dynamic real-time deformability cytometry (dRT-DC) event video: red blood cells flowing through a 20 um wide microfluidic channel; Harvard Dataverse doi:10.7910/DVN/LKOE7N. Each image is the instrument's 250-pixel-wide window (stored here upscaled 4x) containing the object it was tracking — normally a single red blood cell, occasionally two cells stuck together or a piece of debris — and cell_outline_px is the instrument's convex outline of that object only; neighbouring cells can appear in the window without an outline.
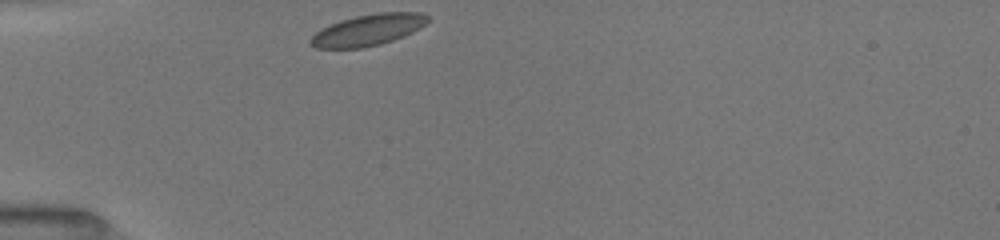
{"species": "common noctule bat (a hibernating species)", "species_latin": "Nyctalus noctula", "temperature_condition": "room temperature", "stored_images_in_passage": 30, "camera_frame_rate_fps": 3000, "um_per_image_px": 0.085, "animal": {"sex": "female", "body_mass_g": 19.5, "forearm_length_mm": 54.1}, "frame": {"image": 1, "passage_image": 1, "time_ms": 0.0, "image_size_px": [1000, 240], "cell_outline_px": [[428, 20], [420, 28], [412, 32], [392, 40], [380, 44], [364, 48], [316, 48], [308, 40], [320, 28], [340, 20], [356, 16], [380, 12], [420, 12], [428, 16]], "centroid_in_image_um": [31.26, 2.54], "position_along_channel_um": 53.7, "area_um2": 21.27}}
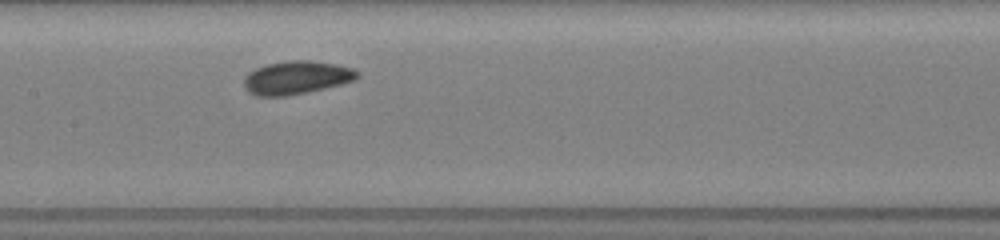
{"frame": {"image": 2, "passage_image": 12, "time_ms": 3.667, "image_size_px": [1000, 240], "cell_outline_px": [[360, 76], [356, 80], [324, 88], [288, 96], [256, 96], [248, 92], [244, 88], [244, 76], [248, 72], [256, 68], [268, 64], [288, 60], [308, 60], [336, 64], [352, 68], [360, 72]], "centroid_in_image_um": [25.19, 6.6], "position_along_channel_um": 182.2, "area_um2": 22.08}}
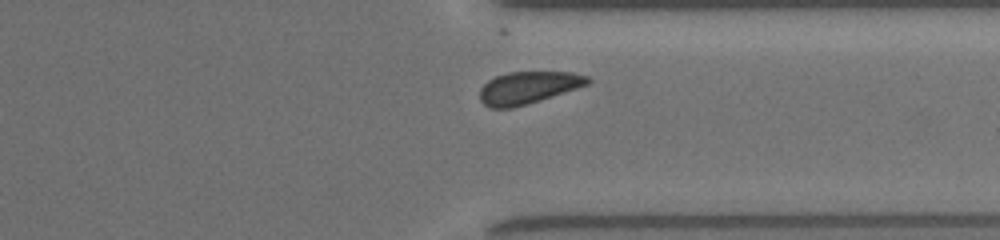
{"frame": {"image": 3, "passage_image": 26, "time_ms": 8.333, "image_size_px": [1000, 240], "cell_outline_px": [[592, 80], [588, 84], [528, 104], [512, 108], [488, 108], [480, 100], [480, 88], [488, 80], [496, 76], [508, 72], [572, 72], [588, 76]], "centroid_in_image_um": [44.87, 7.45], "position_along_channel_um": 366.5, "area_um2": 20.23}, "authors_computed_cell_mechanics": {"area_um2": 21.0681, "velocity_mm_per_s": 3.9463, "shape_relaxation_time_tau1_ms": 1.1895, "shape_relaxation_time_tau2_ms": 8.3143, "deformation_change_tau1": 0.0506, "deformation_change_tau2": 0.0887}}